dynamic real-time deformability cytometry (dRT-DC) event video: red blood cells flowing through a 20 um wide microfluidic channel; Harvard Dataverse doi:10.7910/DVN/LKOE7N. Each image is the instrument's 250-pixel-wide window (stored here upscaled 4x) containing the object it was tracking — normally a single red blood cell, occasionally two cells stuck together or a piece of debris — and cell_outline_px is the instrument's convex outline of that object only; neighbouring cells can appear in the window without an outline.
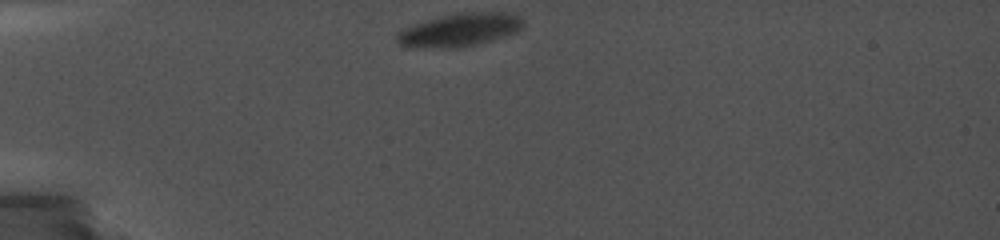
{"species": "common noctule bat (a hibernating species)", "species_latin": "Nyctalus noctula", "temperature_condition": "cold", "stored_images_in_passage": 47, "camera_frame_rate_fps": 5000, "um_per_image_px": 0.085, "animal": {"sex": "female", "body_mass_g": 19.0, "forearm_length_mm": 56.7}, "frame": {"image": 1, "passage_image": 1, "time_ms": 0.0, "image_size_px": [1000, 240], "cell_outline_px": [[524, 24], [516, 32], [492, 40], [460, 48], [404, 48], [396, 44], [396, 32], [412, 24], [424, 20], [440, 16], [460, 12], [504, 12], [520, 16], [524, 20]], "centroid_in_image_um": [38.98, 2.55], "position_along_channel_um": 46.0, "area_um2": 24.91}}
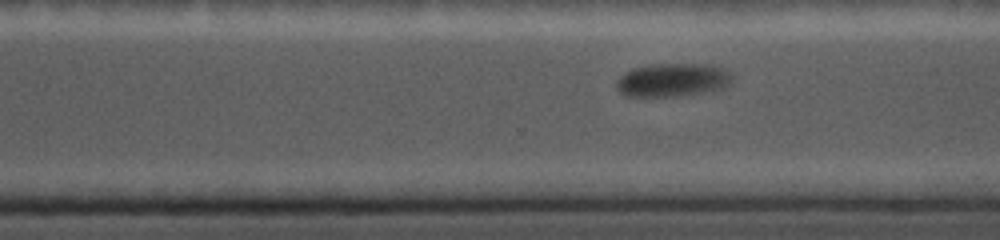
{"frame": {"image": 2, "passage_image": 28, "time_ms": 8.6, "image_size_px": [1000, 240], "cell_outline_px": [[732, 80], [724, 88], [676, 96], [628, 96], [620, 92], [616, 88], [616, 80], [624, 72], [632, 68], [648, 64], [704, 64], [720, 68], [728, 72]], "centroid_in_image_um": [57.09, 6.79], "position_along_channel_um": 313.5, "area_um2": 22.25}}
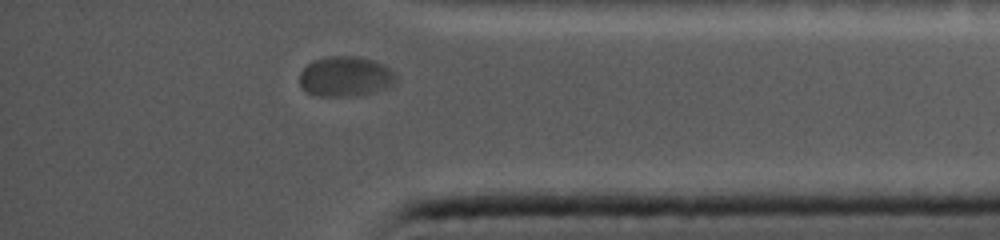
{"frame": {"image": 3, "passage_image": 39, "time_ms": 11.2, "image_size_px": [1000, 240], "cell_outline_px": [[396, 84], [388, 88], [372, 92], [352, 96], [316, 96], [300, 88], [300, 72], [312, 60], [328, 56], [356, 56], [372, 60], [384, 64], [396, 72]], "centroid_in_image_um": [29.38, 6.5], "position_along_channel_um": 405.8, "area_um2": 22.83}}